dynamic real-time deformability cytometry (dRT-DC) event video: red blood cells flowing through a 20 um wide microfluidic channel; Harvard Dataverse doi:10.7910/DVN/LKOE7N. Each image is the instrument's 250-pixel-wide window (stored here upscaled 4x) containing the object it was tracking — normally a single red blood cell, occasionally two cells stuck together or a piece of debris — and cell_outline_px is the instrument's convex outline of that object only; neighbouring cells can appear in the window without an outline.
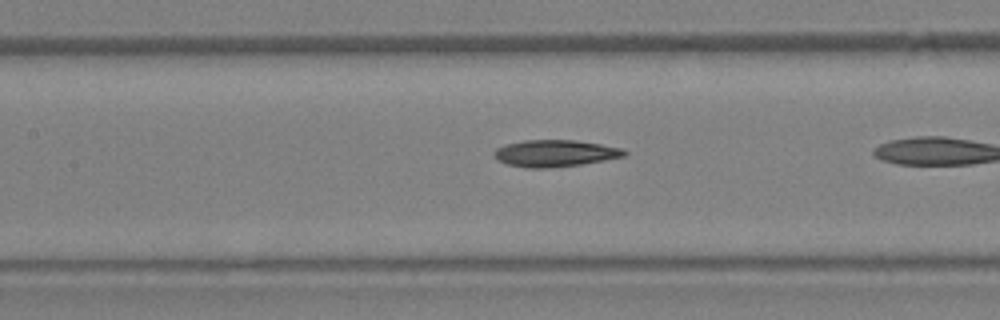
{"species": "Egyptian fruit bat (a non-hibernating species)", "species_latin": "Rousettus aegyptiacus", "temperature_condition": "warm", "stored_images_in_passage": 9, "camera_frame_rate_fps": 3000, "um_per_image_px": 0.085, "animal": {"sex": "female"}, "frame": {"image": 1, "passage_image": 7, "time_ms": 2.0, "image_size_px": [1000, 320], "cell_outline_px": [[628, 152], [624, 156], [604, 160], [580, 164], [544, 168], [528, 168], [508, 164], [496, 160], [492, 152], [496, 148], [504, 144], [524, 140], [576, 140], [624, 148]], "centroid_in_image_um": [47.14, 13.02], "position_along_channel_um": 160.3, "area_um2": 20.35}}